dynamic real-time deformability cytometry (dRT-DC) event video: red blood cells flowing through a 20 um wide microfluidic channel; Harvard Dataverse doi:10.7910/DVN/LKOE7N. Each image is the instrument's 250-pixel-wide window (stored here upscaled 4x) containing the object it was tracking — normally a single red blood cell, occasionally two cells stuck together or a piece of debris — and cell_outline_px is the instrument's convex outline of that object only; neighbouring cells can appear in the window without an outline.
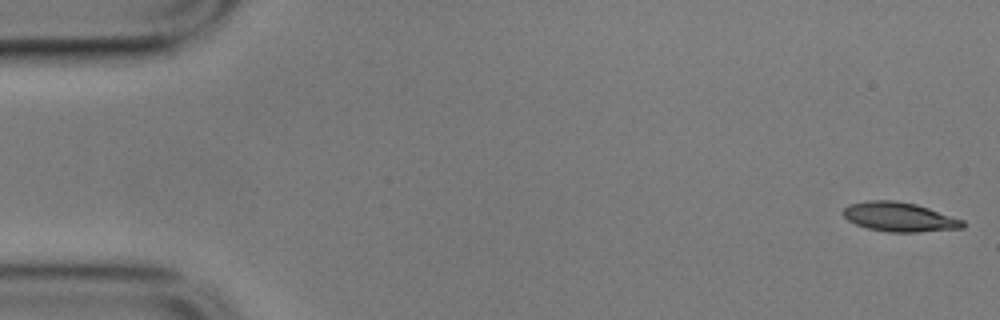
{"species": "common noctule bat (a hibernating species)", "species_latin": "Nyctalus noctula", "temperature_condition": "cold", "stored_images_in_passage": 57, "camera_frame_rate_fps": 3000, "um_per_image_px": 0.085, "animal": {"sex": "male", "body_mass_g": 17.9}, "frame": {"image": 1, "passage_image": 1, "time_ms": 0.0, "image_size_px": [1000, 320], "cell_outline_px": [[964, 228], [916, 232], [888, 232], [868, 228], [856, 224], [848, 220], [844, 216], [844, 208], [848, 204], [864, 200], [896, 200], [916, 204], [964, 220]], "centroid_in_image_um": [76.43, 18.43], "position_along_channel_um": 8.6, "area_um2": 20.4}}
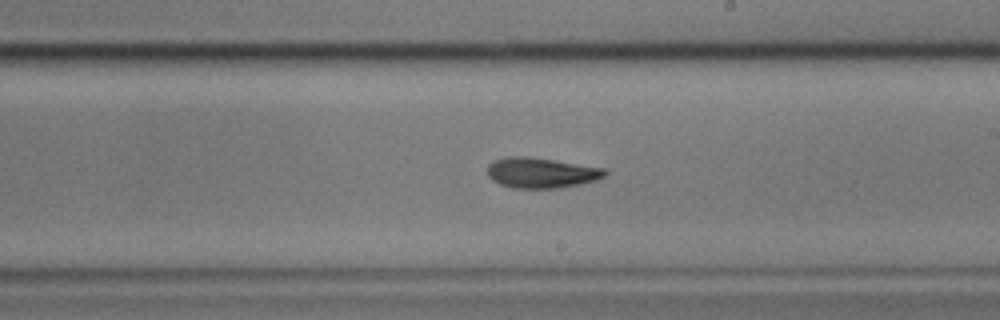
{"frame": {"image": 2, "passage_image": 32, "time_ms": 10.333, "image_size_px": [1000, 320], "cell_outline_px": [[608, 172], [604, 176], [596, 180], [580, 184], [556, 188], [512, 188], [500, 184], [492, 180], [488, 176], [488, 164], [496, 160], [508, 156], [528, 156], [604, 168]], "centroid_in_image_um": [45.99, 14.69], "position_along_channel_um": 243.0, "area_um2": 20.69}}
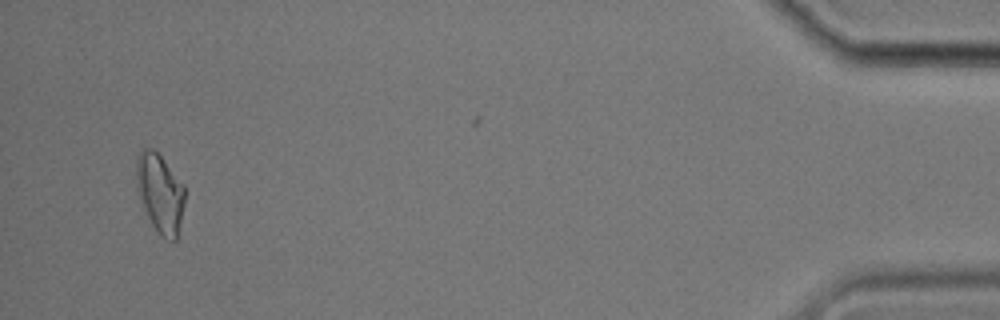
{"frame": {"image": 3, "passage_image": 54, "time_ms": 17.667, "image_size_px": [1000, 320], "cell_outline_px": [[184, 204], [176, 240], [172, 240], [160, 236], [152, 224], [140, 200], [136, 180], [136, 160], [140, 148], [152, 148], [160, 156], [184, 184]], "centroid_in_image_um": [13.59, 16.39], "position_along_channel_um": 421.6, "area_um2": 22.02}, "authors_computed_cell_mechanics": {"area_um2": 20.6924, "velocity_mm_per_s": 3.5202, "shape_relaxation_time_tau1_ms": 4.5082, "shape_relaxation_time_tau2_ms": 5.6231, "deformation_change_tau1": 0.1233, "deformation_change_tau2": 0.1279}}